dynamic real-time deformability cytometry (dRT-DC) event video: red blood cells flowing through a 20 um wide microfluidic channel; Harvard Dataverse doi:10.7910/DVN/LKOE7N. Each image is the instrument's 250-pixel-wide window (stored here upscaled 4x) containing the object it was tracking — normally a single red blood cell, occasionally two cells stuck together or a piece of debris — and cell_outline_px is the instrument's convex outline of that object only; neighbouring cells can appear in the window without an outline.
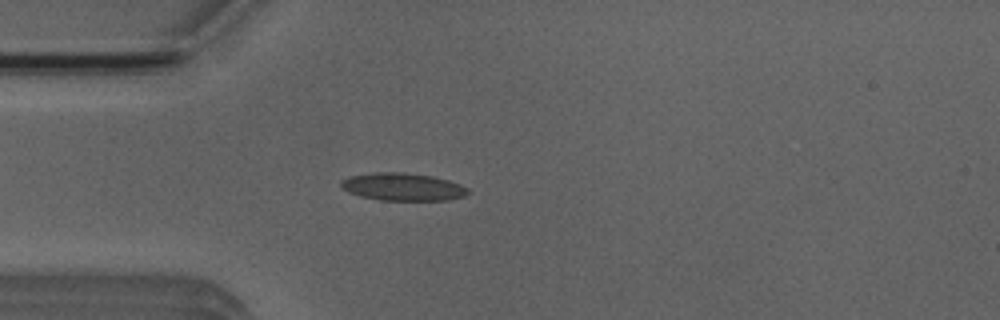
{"species": "Egyptian fruit bat (a non-hibernating species)", "species_latin": "Rousettus aegyptiacus", "temperature_condition": "room temperature", "stored_images_in_passage": 5, "segment_of_instrument_passage": [1, 2], "camera_frame_rate_fps": 3000, "um_per_image_px": 0.085, "animal": {"sex": "male"}, "frame": {"image": 1, "passage_image": 4, "time_ms": 3.333, "image_size_px": [1000, 320], "cell_outline_px": [[468, 192], [464, 196], [448, 200], [380, 200], [360, 196], [348, 192], [340, 188], [340, 180], [348, 176], [376, 172], [404, 172], [432, 176], [448, 180], [460, 184], [468, 188]], "centroid_in_image_um": [34.19, 15.87], "position_along_channel_um": 50.8, "area_um2": 20.58}}